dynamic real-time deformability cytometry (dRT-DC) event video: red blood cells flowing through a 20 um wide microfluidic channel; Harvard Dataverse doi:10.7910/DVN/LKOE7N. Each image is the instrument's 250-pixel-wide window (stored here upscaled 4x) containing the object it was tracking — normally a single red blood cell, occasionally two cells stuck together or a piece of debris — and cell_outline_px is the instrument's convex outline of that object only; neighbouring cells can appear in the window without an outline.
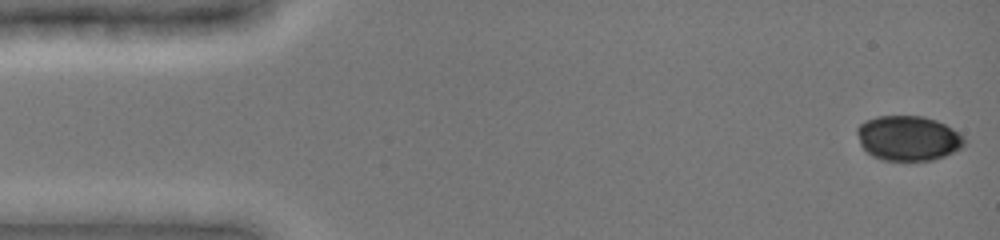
{"species": "common noctule bat (a hibernating species)", "species_latin": "Nyctalus noctula", "temperature_condition": "cold", "stored_images_in_passage": 48, "camera_frame_rate_fps": 3000, "um_per_image_px": 0.085, "animal": {"sex": "female", "body_mass_g": 19.0, "forearm_length_mm": 51.5}, "frame": {"image": 1, "passage_image": 1, "time_ms": 0.0, "image_size_px": [1000, 240], "cell_outline_px": [[964, 144], [960, 148], [944, 156], [932, 160], [884, 160], [872, 156], [860, 144], [856, 132], [856, 128], [864, 120], [876, 116], [924, 116], [936, 120], [952, 128], [964, 136]], "centroid_in_image_um": [77.16, 11.73], "position_along_channel_um": 7.8, "area_um2": 28.03}}
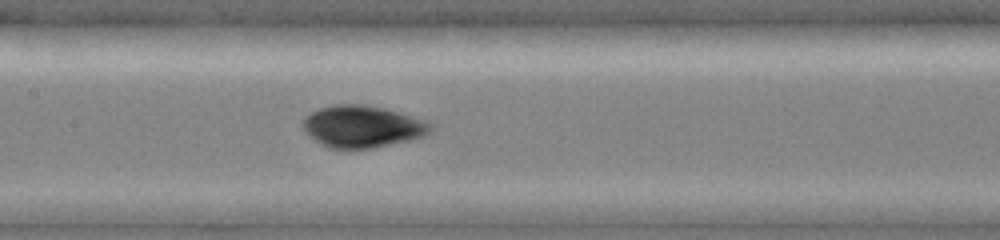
{"frame": {"image": 2, "passage_image": 23, "time_ms": 7.333, "image_size_px": [1000, 240], "cell_outline_px": [[432, 128], [424, 136], [408, 140], [372, 148], [328, 148], [320, 144], [304, 132], [300, 124], [304, 116], [320, 108], [332, 104], [364, 104], [384, 108], [428, 120], [432, 124]], "centroid_in_image_um": [30.76, 10.74], "position_along_channel_um": 176.6, "area_um2": 31.44}}
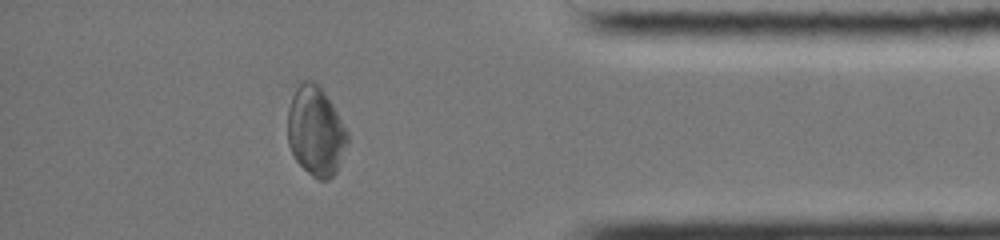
{"frame": {"image": 3, "passage_image": 42, "time_ms": 13.667, "image_size_px": [1000, 240], "cell_outline_px": [[348, 144], [336, 172], [328, 180], [316, 180], [292, 156], [288, 144], [288, 108], [292, 96], [300, 80], [312, 80], [320, 84], [332, 104], [348, 132]], "centroid_in_image_um": [26.83, 11.14], "position_along_channel_um": 408.4, "area_um2": 31.44}}